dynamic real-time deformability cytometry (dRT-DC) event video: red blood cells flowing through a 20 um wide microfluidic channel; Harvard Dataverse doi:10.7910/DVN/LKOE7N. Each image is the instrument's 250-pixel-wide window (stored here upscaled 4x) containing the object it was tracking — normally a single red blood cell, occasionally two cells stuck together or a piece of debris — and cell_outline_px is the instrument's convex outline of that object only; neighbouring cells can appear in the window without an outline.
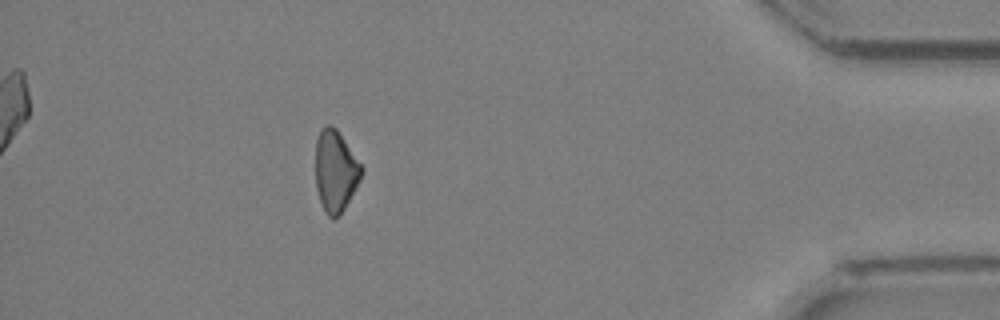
{"species": "Egyptian fruit bat (a non-hibernating species)", "species_latin": "Rousettus aegyptiacus", "temperature_condition": "room temperature", "stored_images_in_passage": 27, "camera_frame_rate_fps": 3000, "um_per_image_px": 0.085, "animal": {"sex": "female"}, "frame": {"image": 1, "passage_image": 27, "time_ms": 8.667, "image_size_px": [1000, 320], "cell_outline_px": [[364, 168], [360, 180], [340, 216], [332, 220], [328, 216], [320, 200], [316, 188], [316, 140], [320, 128], [328, 124], [332, 124], [336, 128]], "centroid_in_image_um": [28.51, 14.53], "position_along_channel_um": 406.7, "area_um2": 21.85}}